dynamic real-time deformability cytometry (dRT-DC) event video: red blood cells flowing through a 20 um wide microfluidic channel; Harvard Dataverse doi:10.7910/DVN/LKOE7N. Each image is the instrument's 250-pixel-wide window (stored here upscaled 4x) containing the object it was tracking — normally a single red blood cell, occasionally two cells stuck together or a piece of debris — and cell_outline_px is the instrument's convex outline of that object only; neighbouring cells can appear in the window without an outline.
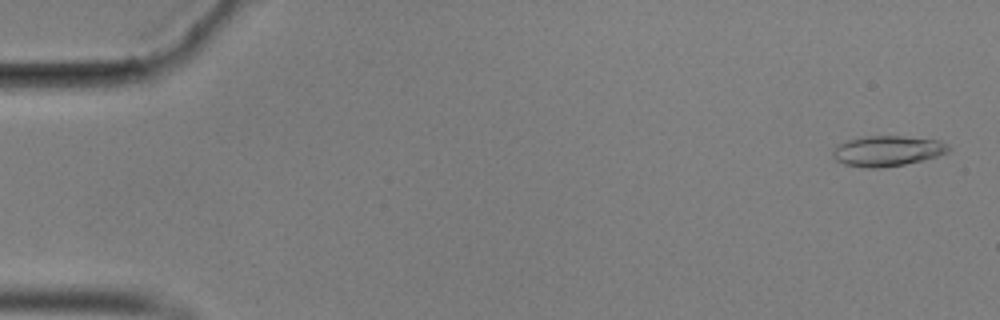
{"species": "common noctule bat (a hibernating species)", "species_latin": "Nyctalus noctula", "temperature_condition": "cold", "stored_images_in_passage": 4, "camera_frame_rate_fps": 3000, "um_per_image_px": 0.085, "animal": {"sex": "male", "body_mass_g": 17.9}, "frame": {"image": 1, "passage_image": 2, "time_ms": 0.333, "image_size_px": [1000, 320], "cell_outline_px": [[952, 148], [948, 152], [936, 156], [904, 164], [880, 168], [864, 168], [844, 164], [836, 160], [832, 156], [832, 152], [840, 144], [848, 140], [864, 136], [900, 136], [940, 140], [948, 144]], "centroid_in_image_um": [75.43, 12.83], "position_along_channel_um": 9.6, "area_um2": 20.4}}